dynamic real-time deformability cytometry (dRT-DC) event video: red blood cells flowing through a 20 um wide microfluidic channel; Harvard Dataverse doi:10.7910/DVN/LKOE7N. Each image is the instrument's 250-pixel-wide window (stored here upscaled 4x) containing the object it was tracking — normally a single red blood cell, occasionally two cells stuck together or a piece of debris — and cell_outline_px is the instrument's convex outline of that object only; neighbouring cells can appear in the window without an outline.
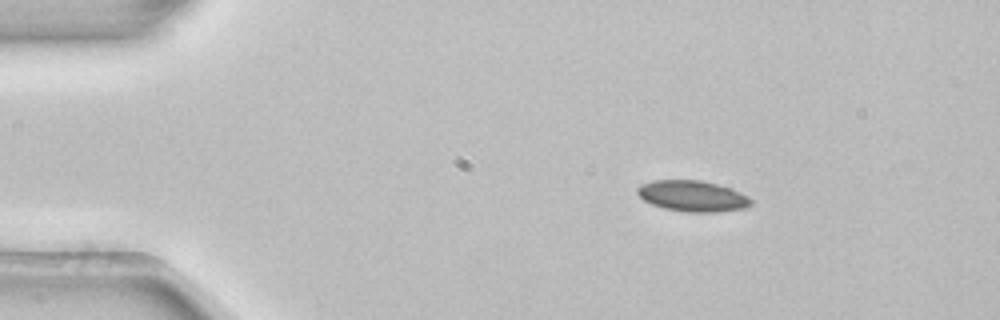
{"species": "common noctule bat (a hibernating species)", "species_latin": "Nyctalus noctula", "temperature_condition": "room temperature", "stored_images_in_passage": 53, "camera_frame_rate_fps": 3000, "um_per_image_px": 0.085, "animal": {"sex": "female", "body_mass_g": 22.7, "forearm_length_mm": 54.2}, "frame": {"image": 1, "passage_image": 8, "time_ms": 2.333, "image_size_px": [1000, 320], "cell_outline_px": [[752, 204], [744, 208], [716, 212], [684, 212], [664, 208], [652, 204], [644, 200], [636, 192], [636, 188], [640, 184], [652, 180], [700, 180], [716, 184], [740, 192], [748, 196], [752, 200]], "centroid_in_image_um": [58.83, 16.66], "position_along_channel_um": 26.2, "area_um2": 20.46}}
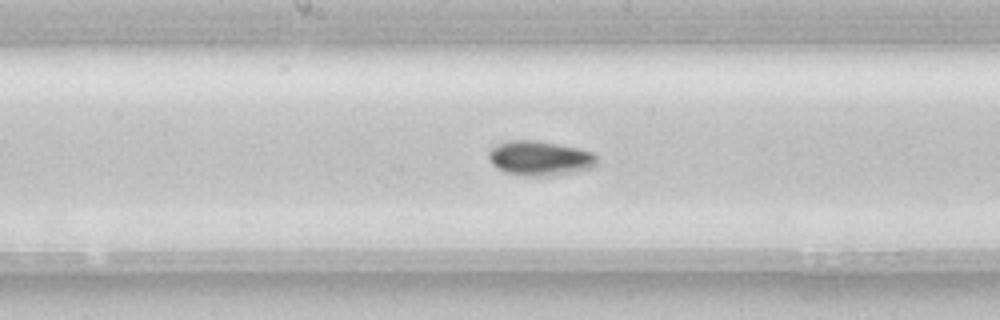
{"frame": {"image": 2, "passage_image": 27, "time_ms": 8.667, "image_size_px": [1000, 320], "cell_outline_px": [[600, 164], [592, 168], [576, 172], [552, 176], [520, 176], [504, 172], [496, 168], [492, 164], [488, 156], [488, 152], [492, 148], [508, 140], [540, 140], [580, 148], [592, 152], [600, 160]], "centroid_in_image_um": [45.94, 13.46], "position_along_channel_um": 202.3, "area_um2": 22.48}}
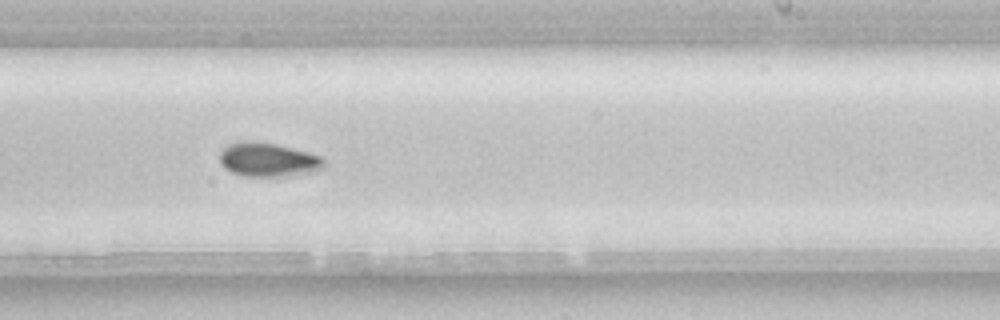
{"frame": {"image": 3, "passage_image": 32, "time_ms": 10.333, "image_size_px": [1000, 320], "cell_outline_px": [[324, 168], [316, 172], [284, 176], [244, 176], [232, 172], [224, 168], [220, 164], [220, 152], [228, 144], [244, 140], [256, 140], [276, 144], [308, 152], [320, 156], [324, 160]], "centroid_in_image_um": [22.78, 13.57], "position_along_channel_um": 266.2, "area_um2": 20.87}, "authors_computed_cell_mechanics": {"area_um2": 20.0566, "velocity_mm_per_s": 3.8603, "shape_relaxation_time_tau1_ms": 2.4115, "shape_relaxation_time_tau2_ms": null, "deformation_change_tau1": 0.0433, "deformation_change_tau2": null}}